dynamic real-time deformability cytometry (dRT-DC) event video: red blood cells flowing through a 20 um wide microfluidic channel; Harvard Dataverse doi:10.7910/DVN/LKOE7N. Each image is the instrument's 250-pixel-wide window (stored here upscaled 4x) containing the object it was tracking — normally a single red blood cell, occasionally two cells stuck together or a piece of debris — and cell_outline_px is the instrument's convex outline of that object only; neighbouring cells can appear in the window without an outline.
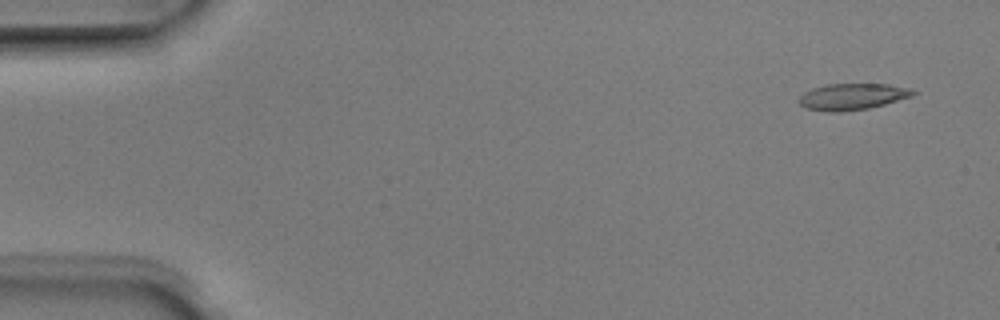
{"species": "Egyptian fruit bat (a non-hibernating species)", "species_latin": "Rousettus aegyptiacus", "temperature_condition": "room temperature", "stored_images_in_passage": 5, "camera_frame_rate_fps": 3000, "um_per_image_px": 0.085, "animal": {"sex": "male"}, "frame": {"image": 1, "passage_image": 1, "time_ms": 0.0, "image_size_px": [1000, 320], "cell_outline_px": [[916, 92], [912, 96], [884, 104], [868, 108], [840, 112], [828, 112], [808, 108], [800, 104], [800, 96], [804, 92], [812, 88], [828, 84], [888, 84], [908, 88]], "centroid_in_image_um": [72.44, 8.21], "position_along_channel_um": 12.6, "area_um2": 17.28}}